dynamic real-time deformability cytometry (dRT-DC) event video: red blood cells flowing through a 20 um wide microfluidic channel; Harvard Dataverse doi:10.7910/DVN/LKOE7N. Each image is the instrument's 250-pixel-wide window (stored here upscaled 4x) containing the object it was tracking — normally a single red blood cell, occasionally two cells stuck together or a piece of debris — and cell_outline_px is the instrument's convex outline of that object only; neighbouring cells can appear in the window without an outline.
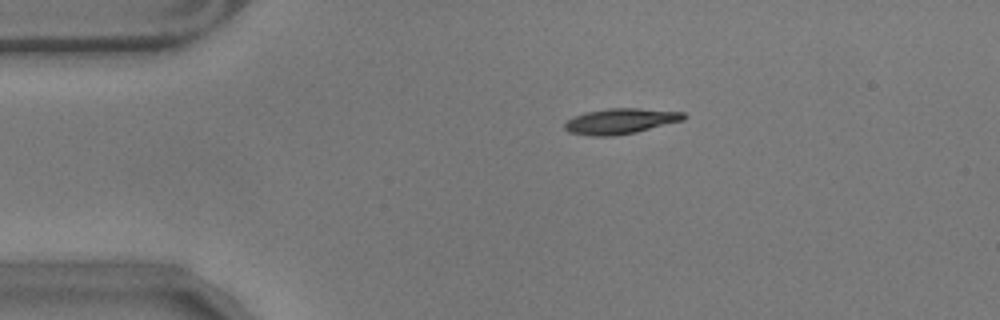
{"species": "common noctule bat (a hibernating species)", "species_latin": "Nyctalus noctula", "temperature_condition": "warm", "stored_images_in_passage": 40, "camera_frame_rate_fps": 3000, "um_per_image_px": 0.085, "animal": {"sex": "male", "body_mass_g": 17.9}, "frame": {"image": 1, "passage_image": 1, "time_ms": 0.0, "image_size_px": [1000, 320], "cell_outline_px": [[688, 116], [684, 120], [636, 132], [608, 136], [592, 136], [568, 132], [564, 128], [564, 124], [568, 120], [584, 112], [608, 108], [636, 108], [684, 112]], "centroid_in_image_um": [52.76, 10.29], "position_along_channel_um": 32.2, "area_um2": 17.63}}
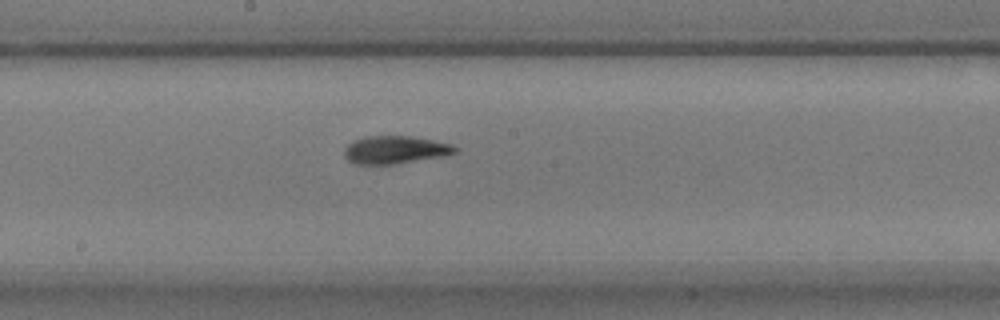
{"frame": {"image": 2, "passage_image": 20, "time_ms": 6.333, "image_size_px": [1000, 320], "cell_outline_px": [[460, 148], [456, 152], [440, 156], [392, 164], [356, 164], [348, 160], [344, 156], [344, 148], [352, 140], [364, 136], [412, 136], [452, 144]], "centroid_in_image_um": [33.54, 12.72], "position_along_channel_um": 214.7, "area_um2": 17.86}}
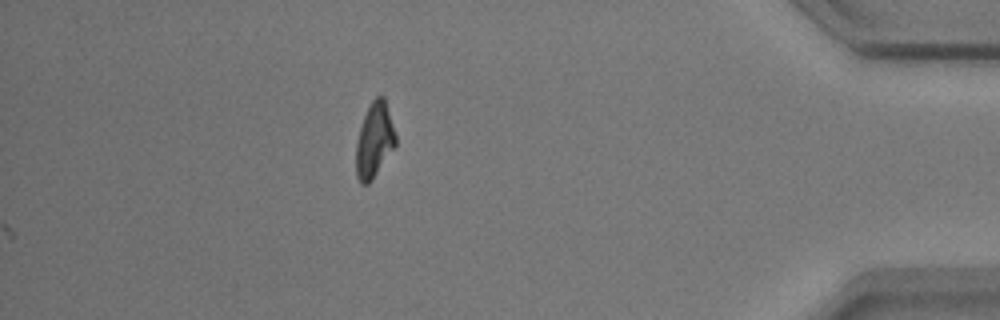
{"frame": {"image": 3, "passage_image": 40, "time_ms": 13.0, "image_size_px": [1000, 320], "cell_outline_px": [[396, 144], [372, 180], [368, 184], [360, 184], [356, 176], [356, 144], [360, 128], [364, 116], [372, 100], [376, 96], [384, 96], [396, 136]], "centroid_in_image_um": [31.81, 11.94], "position_along_channel_um": 403.4, "area_um2": 17.05}, "authors_computed_cell_mechanics": {"area_um2": 17.5712, "velocity_mm_per_s": 3.5286, "shape_relaxation_time_tau1_ms": 4.1511, "shape_relaxation_time_tau2_ms": 2.3065, "deformation_change_tau1": 0.1796, "deformation_change_tau2": 0.0897}}